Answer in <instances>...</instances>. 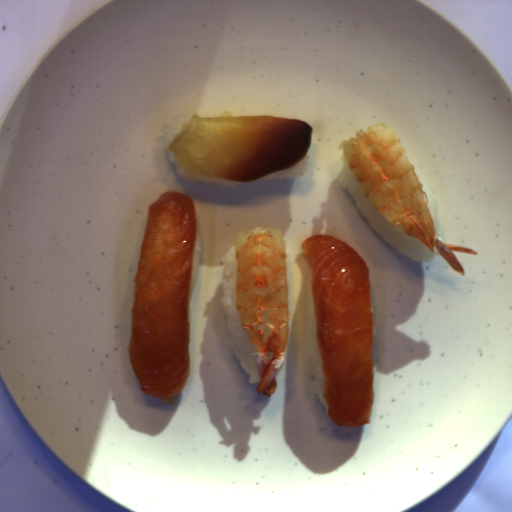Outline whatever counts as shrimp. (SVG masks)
Masks as SVG:
<instances>
[{"label":"shrimp","instance_id":"obj_1","mask_svg":"<svg viewBox=\"0 0 512 512\" xmlns=\"http://www.w3.org/2000/svg\"><path fill=\"white\" fill-rule=\"evenodd\" d=\"M235 309L256 352L258 394L271 397L276 373L288 356L289 311L286 239L282 230L258 226L234 237Z\"/></svg>","mask_w":512,"mask_h":512},{"label":"shrimp","instance_id":"obj_2","mask_svg":"<svg viewBox=\"0 0 512 512\" xmlns=\"http://www.w3.org/2000/svg\"><path fill=\"white\" fill-rule=\"evenodd\" d=\"M342 157L365 196L398 232L413 236L462 276L465 271L454 252L476 255L471 248L446 244L435 229L428 195L405 145L394 127L372 124L341 142Z\"/></svg>","mask_w":512,"mask_h":512}]
</instances>
